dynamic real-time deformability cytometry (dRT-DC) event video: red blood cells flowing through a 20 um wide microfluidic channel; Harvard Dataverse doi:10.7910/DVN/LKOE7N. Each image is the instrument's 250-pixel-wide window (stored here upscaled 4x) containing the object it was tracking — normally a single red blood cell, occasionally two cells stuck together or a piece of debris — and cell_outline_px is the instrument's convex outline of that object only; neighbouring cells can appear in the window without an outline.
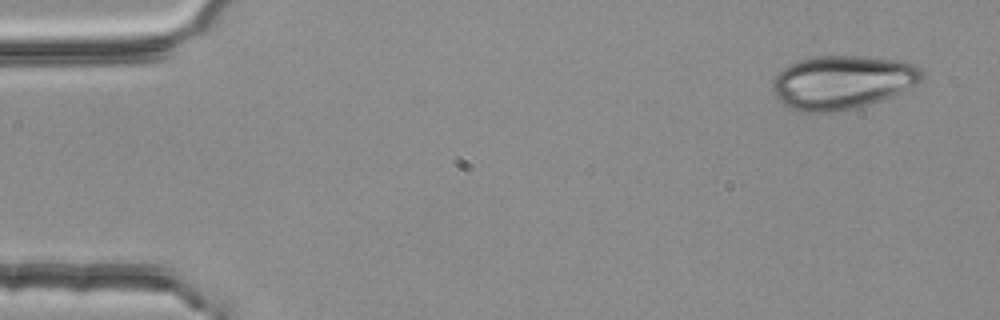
{"species": "common noctule bat (a hibernating species)", "species_latin": "Nyctalus noctula", "temperature_condition": "room temperature", "stored_images_in_passage": 4, "segment_of_instrument_passage": [1, 2], "camera_frame_rate_fps": 3000, "um_per_image_px": 0.085, "animal": {"sex": "female", "body_mass_g": 25.1}, "frame": {"image": 1, "passage_image": 1, "time_ms": 0.0, "image_size_px": [1000, 320], "cell_outline_px": [[924, 76], [916, 84], [900, 92], [880, 100], [856, 108], [832, 112], [800, 112], [788, 108], [772, 92], [772, 80], [788, 64], [812, 56], [856, 56], [904, 60], [916, 64], [924, 72]], "centroid_in_image_um": [71.59, 6.98], "position_along_channel_um": 13.4, "area_um2": 46.82}}